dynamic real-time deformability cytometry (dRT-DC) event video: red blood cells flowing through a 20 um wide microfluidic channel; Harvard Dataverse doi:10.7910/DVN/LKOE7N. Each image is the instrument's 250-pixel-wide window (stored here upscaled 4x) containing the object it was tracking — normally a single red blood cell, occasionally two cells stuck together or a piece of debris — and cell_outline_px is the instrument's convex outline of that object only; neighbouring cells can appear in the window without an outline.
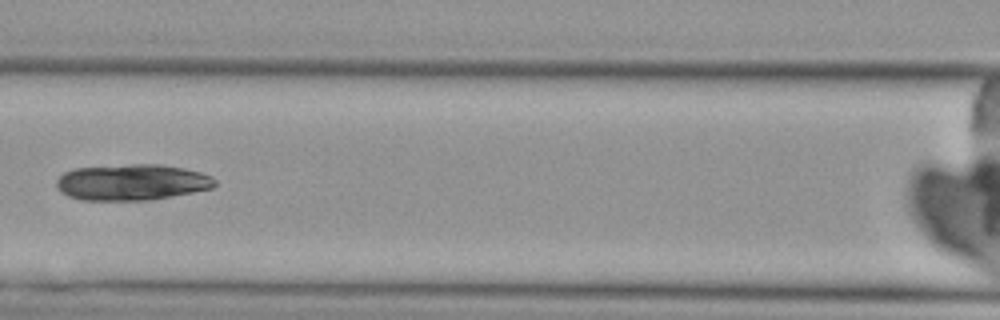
{"species": "Egyptian fruit bat (a non-hibernating species)", "species_latin": "Rousettus aegyptiacus", "temperature_condition": "cold", "stored_images_in_passage": 7, "camera_frame_rate_fps": 3000, "um_per_image_px": 0.085, "animal": {"sex": "female"}, "frame": {"image": 1, "passage_image": 7, "time_ms": 7.333, "image_size_px": [1000, 320], "cell_outline_px": [[216, 184], [212, 188], [192, 192], [148, 200], [80, 200], [68, 196], [56, 184], [56, 180], [64, 172], [72, 168], [132, 164], [160, 164], [184, 168], [200, 172], [212, 176], [216, 180]], "centroid_in_image_um": [11.21, 15.48], "position_along_channel_um": 155.4, "area_um2": 33.23}}